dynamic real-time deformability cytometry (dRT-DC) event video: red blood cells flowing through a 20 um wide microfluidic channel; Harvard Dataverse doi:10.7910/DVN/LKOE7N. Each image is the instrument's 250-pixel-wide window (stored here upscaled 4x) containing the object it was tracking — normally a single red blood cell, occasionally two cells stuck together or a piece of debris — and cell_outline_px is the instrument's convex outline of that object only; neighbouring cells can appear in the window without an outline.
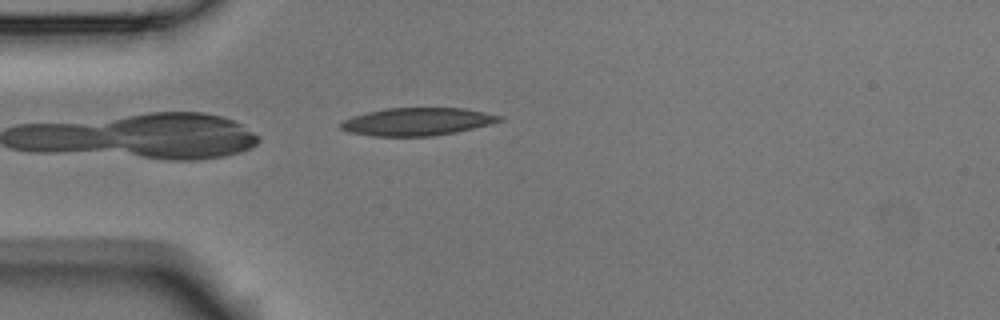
{"species": "Egyptian fruit bat (a non-hibernating species)", "species_latin": "Rousettus aegyptiacus", "temperature_condition": "room temperature", "stored_images_in_passage": 2, "camera_frame_rate_fps": 3000, "um_per_image_px": 0.085, "animal": {"sex": "male"}, "frame": {"image": 1, "passage_image": 2, "time_ms": 0.333, "image_size_px": [1000, 320], "cell_outline_px": [[504, 120], [456, 132], [432, 136], [372, 136], [348, 132], [340, 128], [340, 124], [344, 120], [352, 116], [384, 108], [464, 108], [504, 116]], "centroid_in_image_um": [35.45, 10.34], "position_along_channel_um": 49.5, "area_um2": 25.61}}